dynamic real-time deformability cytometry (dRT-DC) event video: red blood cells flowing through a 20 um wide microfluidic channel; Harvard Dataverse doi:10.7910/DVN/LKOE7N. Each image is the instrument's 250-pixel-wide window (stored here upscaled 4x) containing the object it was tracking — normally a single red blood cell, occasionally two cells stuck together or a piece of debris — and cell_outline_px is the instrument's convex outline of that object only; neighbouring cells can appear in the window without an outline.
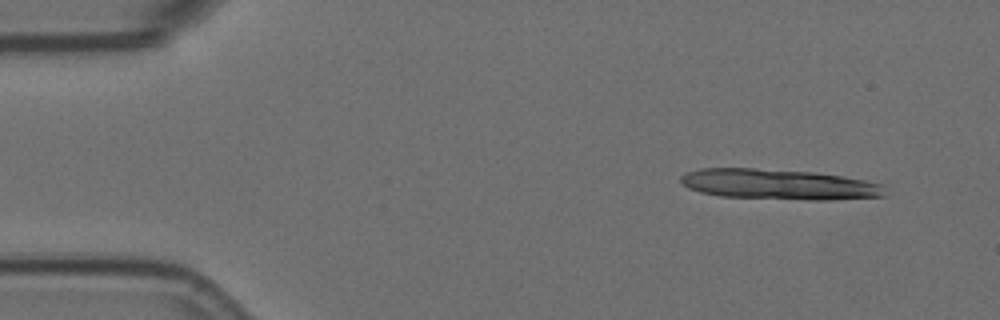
{"species": "Egyptian fruit bat (a non-hibernating species)", "species_latin": "Rousettus aegyptiacus", "temperature_condition": "room temperature", "stored_images_in_passage": 4, "camera_frame_rate_fps": 3000, "um_per_image_px": 0.085, "animal": {"sex": "female"}, "frame": {"image": 1, "passage_image": 1, "time_ms": 0.0, "image_size_px": [1000, 320], "cell_outline_px": [[884, 196], [836, 200], [808, 200], [720, 196], [700, 192], [688, 188], [680, 180], [680, 176], [688, 172], [700, 168], [752, 168], [816, 172], [864, 180], [880, 184]], "centroid_in_image_um": [66.16, 15.67], "position_along_channel_um": 18.8, "area_um2": 36.07}}